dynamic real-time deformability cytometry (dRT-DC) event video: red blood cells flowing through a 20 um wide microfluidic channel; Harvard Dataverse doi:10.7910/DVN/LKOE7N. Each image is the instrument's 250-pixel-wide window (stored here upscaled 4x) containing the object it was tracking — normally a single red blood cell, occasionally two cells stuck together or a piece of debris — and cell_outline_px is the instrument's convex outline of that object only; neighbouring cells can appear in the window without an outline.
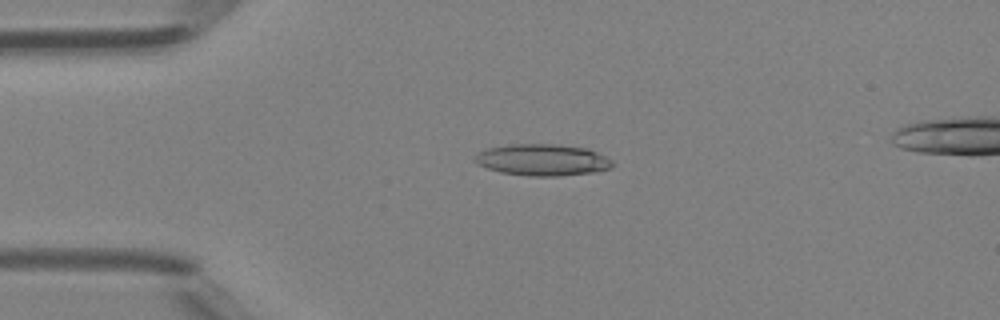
{"species": "Egyptian fruit bat (a non-hibernating species)", "species_latin": "Rousettus aegyptiacus", "temperature_condition": "room temperature", "stored_images_in_passage": 38, "segment_of_instrument_passage": [1, 2], "camera_frame_rate_fps": 3000, "um_per_image_px": 0.085, "animal": {"sex": "female"}, "frame": {"image": 1, "passage_image": 1, "time_ms": 0.0, "image_size_px": [1000, 320], "cell_outline_px": [[616, 164], [612, 168], [592, 172], [560, 176], [528, 176], [500, 172], [488, 168], [472, 160], [472, 156], [488, 148], [508, 144], [560, 144], [588, 148], [612, 160]], "centroid_in_image_um": [46.12, 13.58], "position_along_channel_um": 38.9, "area_um2": 25.49}}
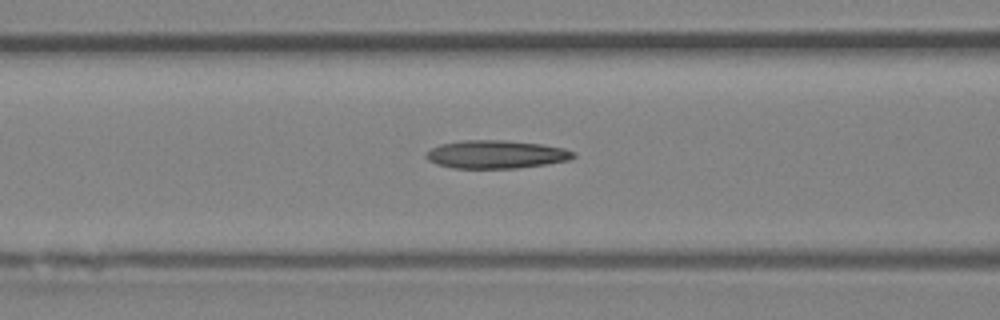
{"frame": {"image": 2, "passage_image": 9, "time_ms": 2.667, "image_size_px": [1000, 320], "cell_outline_px": [[576, 156], [568, 160], [544, 164], [516, 168], [452, 168], [436, 164], [428, 160], [424, 156], [432, 148], [440, 144], [464, 140], [504, 140], [540, 144], [564, 148], [576, 152]], "centroid_in_image_um": [42.16, 13.12], "position_along_channel_um": 124.4, "area_um2": 24.04}}
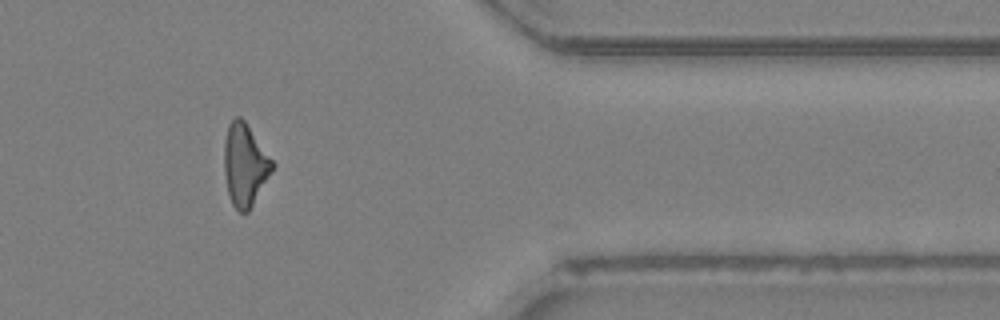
{"frame": {"image": 3, "passage_image": 29, "time_ms": 9.333, "image_size_px": [1000, 320], "cell_outline_px": [[276, 164], [248, 212], [240, 212], [232, 204], [228, 192], [224, 172], [224, 140], [228, 124], [236, 116], [240, 116], [244, 120]], "centroid_in_image_um": [20.81, 13.99], "position_along_channel_um": 390.6, "area_um2": 22.95}}